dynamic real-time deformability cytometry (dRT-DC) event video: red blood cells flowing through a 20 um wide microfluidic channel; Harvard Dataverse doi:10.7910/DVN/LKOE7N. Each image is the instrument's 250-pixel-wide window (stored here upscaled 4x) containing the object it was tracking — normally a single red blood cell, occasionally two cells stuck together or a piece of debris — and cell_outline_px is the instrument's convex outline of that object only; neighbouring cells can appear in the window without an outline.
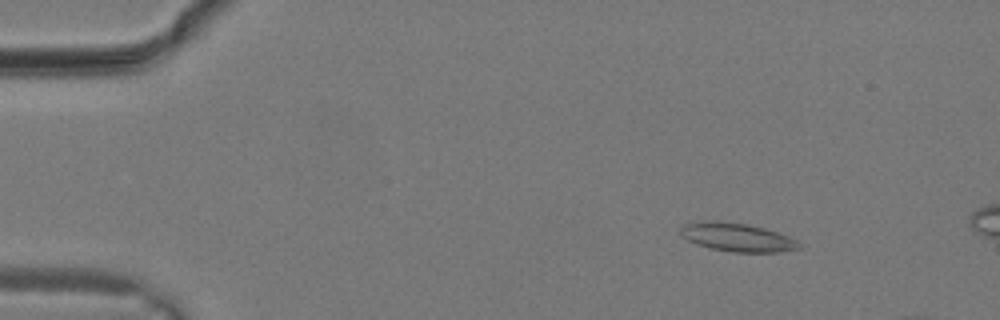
{"species": "common noctule bat (a hibernating species)", "species_latin": "Nyctalus noctula", "temperature_condition": "warm", "stored_images_in_passage": 7, "camera_frame_rate_fps": 3000, "um_per_image_px": 0.085, "animal": {"sex": "male", "body_mass_g": 19.2, "forearm_length_mm": 51.8}, "frame": {"image": 1, "passage_image": 3, "time_ms": 0.667, "image_size_px": [1000, 320], "cell_outline_px": [[804, 248], [780, 252], [732, 252], [712, 248], [696, 244], [680, 236], [680, 228], [684, 224], [708, 220], [716, 220], [748, 224], [764, 228], [788, 236], [796, 240]], "centroid_in_image_um": [62.66, 20.16], "position_along_channel_um": 22.3, "area_um2": 19.77}}